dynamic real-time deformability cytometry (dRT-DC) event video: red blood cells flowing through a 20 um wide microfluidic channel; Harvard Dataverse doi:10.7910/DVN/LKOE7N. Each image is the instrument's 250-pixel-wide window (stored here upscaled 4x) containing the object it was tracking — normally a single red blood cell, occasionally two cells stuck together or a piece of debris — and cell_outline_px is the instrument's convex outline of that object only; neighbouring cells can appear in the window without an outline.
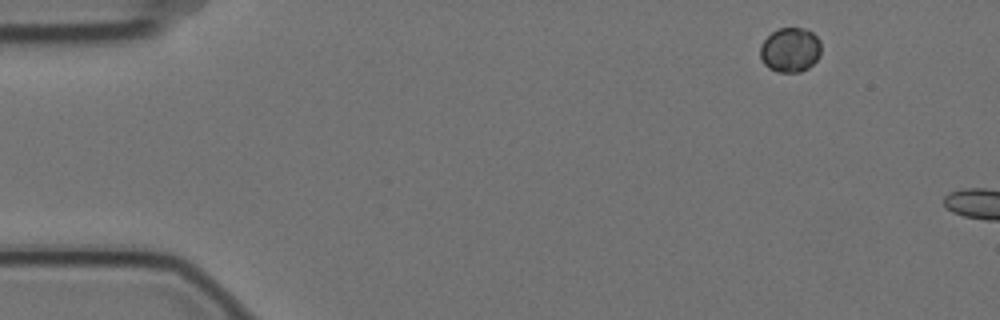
{"species": "Egyptian fruit bat (a non-hibernating species)", "species_latin": "Rousettus aegyptiacus", "temperature_condition": "cold", "stored_images_in_passage": 2, "camera_frame_rate_fps": 3000, "um_per_image_px": 0.085, "animal": {"sex": "female"}, "frame": {"image": 1, "passage_image": 1, "time_ms": 0.0, "image_size_px": [1000, 320], "cell_outline_px": [[820, 56], [808, 68], [800, 72], [776, 72], [768, 68], [764, 64], [760, 56], [760, 44], [772, 32], [780, 28], [804, 28], [812, 32], [820, 40]], "centroid_in_image_um": [67.16, 4.25], "position_along_channel_um": 17.8, "area_um2": 15.9}}